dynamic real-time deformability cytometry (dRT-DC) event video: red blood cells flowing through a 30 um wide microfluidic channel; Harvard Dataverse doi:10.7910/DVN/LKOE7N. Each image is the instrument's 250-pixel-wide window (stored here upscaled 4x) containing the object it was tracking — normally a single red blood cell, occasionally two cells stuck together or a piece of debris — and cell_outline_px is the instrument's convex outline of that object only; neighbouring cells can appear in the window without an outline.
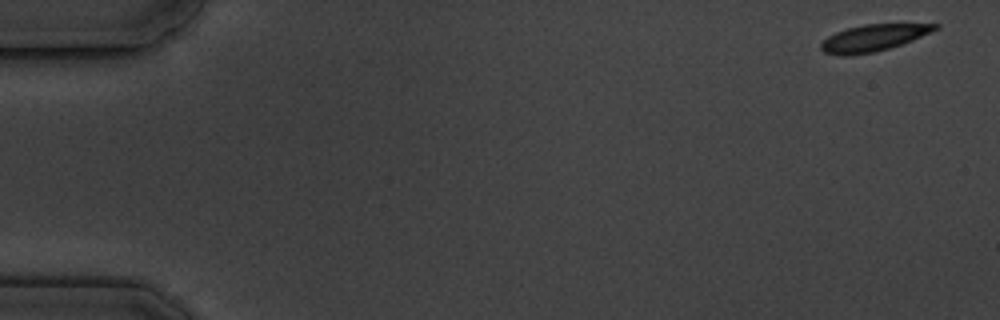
{"species": "common noctule bat (a hibernating species)", "species_latin": "Nyctalus noctula", "temperature_condition": "cold", "stored_images_in_passage": 7, "camera_frame_rate_fps": 3000, "um_per_image_px": 0.085, "animal": {"sex": "male", "body_mass_g": 19.5, "forearm_length_mm": 54.6}, "frame": {"image": 1, "passage_image": 1, "time_ms": 0.0, "image_size_px": [1000, 320], "cell_outline_px": [[940, 28], [932, 32], [912, 40], [888, 48], [872, 52], [852, 56], [840, 56], [824, 52], [820, 48], [820, 44], [828, 36], [836, 32], [848, 28], [864, 24], [940, 24]], "centroid_in_image_um": [74.22, 3.22], "position_along_channel_um": 10.8, "area_um2": 17.63}}
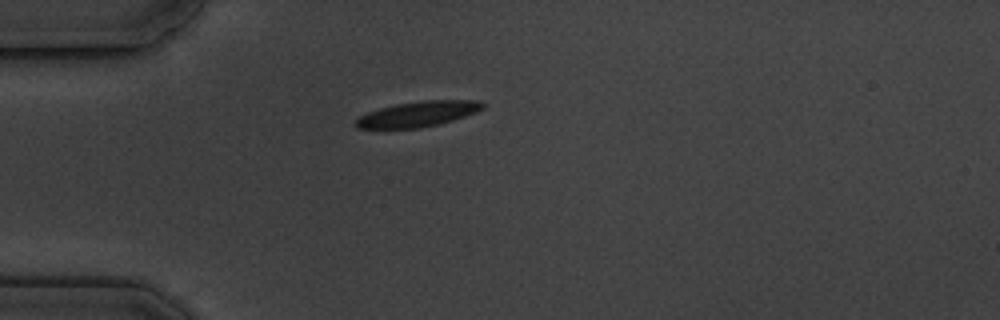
{"frame": {"image": 2, "passage_image": 5, "time_ms": 4.667, "image_size_px": [1000, 320], "cell_outline_px": [[484, 108], [476, 112], [440, 124], [420, 128], [356, 128], [352, 124], [360, 116], [368, 112], [380, 108], [396, 104], [424, 100], [480, 100], [484, 104]], "centroid_in_image_um": [35.52, 9.69], "position_along_channel_um": 49.5, "area_um2": 18.73}}